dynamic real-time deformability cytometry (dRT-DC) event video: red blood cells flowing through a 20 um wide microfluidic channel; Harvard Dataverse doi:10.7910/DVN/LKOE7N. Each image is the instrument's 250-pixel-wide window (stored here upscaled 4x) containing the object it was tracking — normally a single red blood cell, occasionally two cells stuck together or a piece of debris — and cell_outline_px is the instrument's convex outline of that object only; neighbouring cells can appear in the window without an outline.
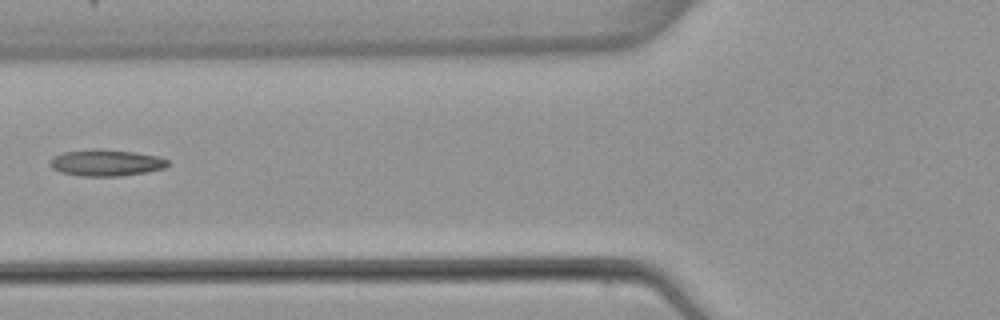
{"species": "common noctule bat (a hibernating species)", "species_latin": "Nyctalus noctula", "temperature_condition": "warm", "stored_images_in_passage": 3, "camera_frame_rate_fps": 3000, "um_per_image_px": 0.085, "animal": {"sex": "female", "body_mass_g": 22.7, "forearm_length_mm": 54.2}, "frame": {"image": 1, "passage_image": 2, "time_ms": 1.333, "image_size_px": [1000, 320], "cell_outline_px": [[168, 164], [164, 168], [144, 172], [120, 176], [80, 176], [60, 172], [52, 168], [48, 164], [48, 160], [52, 156], [64, 152], [92, 148], [100, 148], [136, 152], [160, 156], [168, 160]], "centroid_in_image_um": [8.96, 13.82], "position_along_channel_um": 116.8, "area_um2": 18.5}}
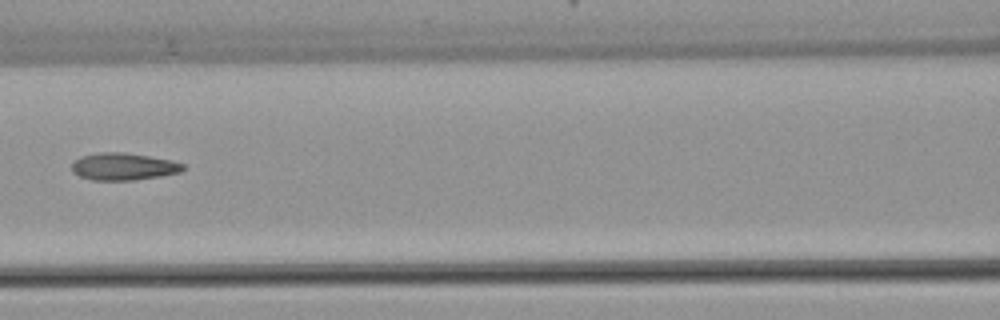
{"frame": {"image": 2, "passage_image": 3, "time_ms": 2.333, "image_size_px": [1000, 320], "cell_outline_px": [[184, 168], [180, 172], [160, 176], [136, 180], [92, 180], [80, 176], [72, 172], [72, 164], [80, 156], [100, 152], [124, 152], [172, 160], [184, 164]], "centroid_in_image_um": [10.49, 14.15], "position_along_channel_um": 156.1, "area_um2": 17.63}}